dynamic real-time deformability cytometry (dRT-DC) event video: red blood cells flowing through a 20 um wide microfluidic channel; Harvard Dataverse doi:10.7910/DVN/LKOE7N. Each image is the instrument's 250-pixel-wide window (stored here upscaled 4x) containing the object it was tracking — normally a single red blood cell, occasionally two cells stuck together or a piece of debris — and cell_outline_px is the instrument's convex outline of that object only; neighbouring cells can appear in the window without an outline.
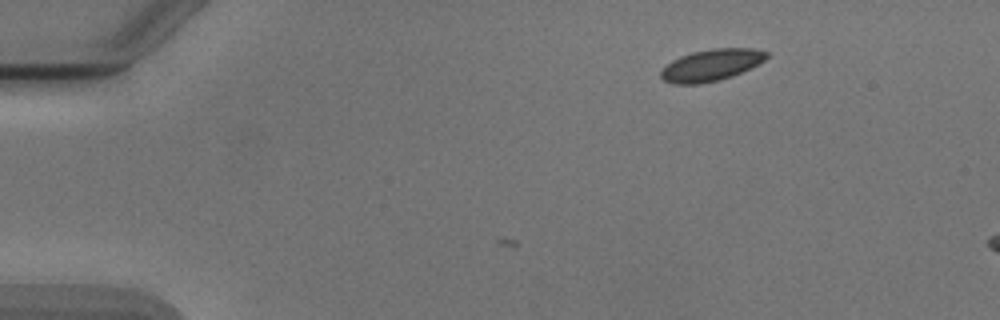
{"species": "Egyptian fruit bat (a non-hibernating species)", "species_latin": "Rousettus aegyptiacus", "temperature_condition": "cold", "stored_images_in_passage": 2, "camera_frame_rate_fps": 3000, "um_per_image_px": 0.085, "animal": {"sex": "male"}, "frame": {"image": 1, "passage_image": 2, "time_ms": 1.333, "image_size_px": [1000, 320], "cell_outline_px": [[768, 56], [764, 60], [732, 76], [720, 80], [700, 84], [672, 84], [664, 80], [660, 76], [660, 72], [672, 60], [680, 56], [692, 52], [712, 48], [756, 48], [768, 52]], "centroid_in_image_um": [60.44, 5.53], "position_along_channel_um": 24.6, "area_um2": 19.42}}